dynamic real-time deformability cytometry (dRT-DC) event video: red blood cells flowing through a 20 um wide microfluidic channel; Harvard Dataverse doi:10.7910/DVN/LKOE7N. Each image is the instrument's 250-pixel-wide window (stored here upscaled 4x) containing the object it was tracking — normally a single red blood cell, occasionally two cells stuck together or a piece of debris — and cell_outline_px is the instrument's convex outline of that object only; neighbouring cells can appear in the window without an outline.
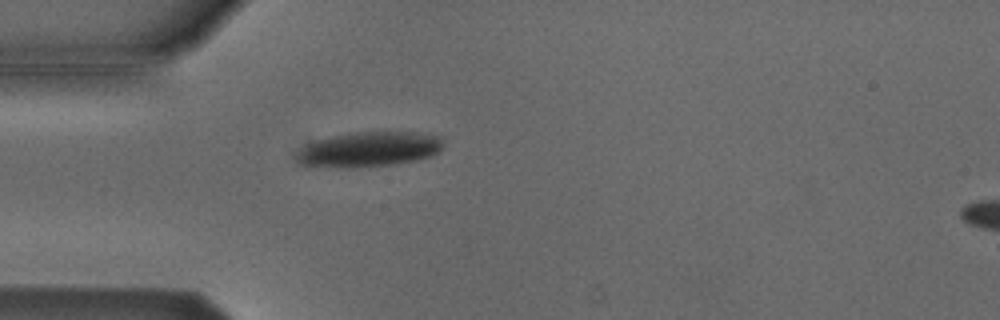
{"species": "Egyptian fruit bat (a non-hibernating species)", "species_latin": "Rousettus aegyptiacus", "temperature_condition": "cold", "stored_images_in_passage": 36, "camera_frame_rate_fps": 3000, "um_per_image_px": 0.085, "animal": {"sex": "male"}, "frame": {"image": 1, "passage_image": 1, "time_ms": 0.0, "image_size_px": [1000, 320], "cell_outline_px": [[444, 144], [432, 156], [416, 160], [392, 164], [352, 168], [348, 168], [300, 164], [296, 160], [296, 156], [300, 148], [304, 144], [316, 140], [348, 132], [416, 132], [444, 136]], "centroid_in_image_um": [31.38, 12.67], "position_along_channel_um": 53.6, "area_um2": 30.11}}
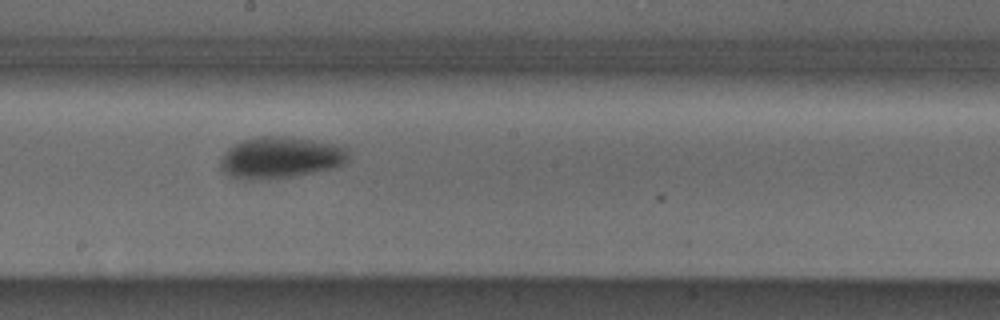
{"frame": {"image": 2, "passage_image": 15, "time_ms": 4.667, "image_size_px": [1000, 320], "cell_outline_px": [[348, 160], [344, 164], [336, 168], [296, 176], [232, 176], [224, 172], [220, 168], [220, 160], [224, 152], [228, 148], [244, 140], [260, 136], [280, 136], [312, 140], [332, 144], [348, 148]], "centroid_in_image_um": [23.92, 13.35], "position_along_channel_um": 224.3, "area_um2": 29.94}}
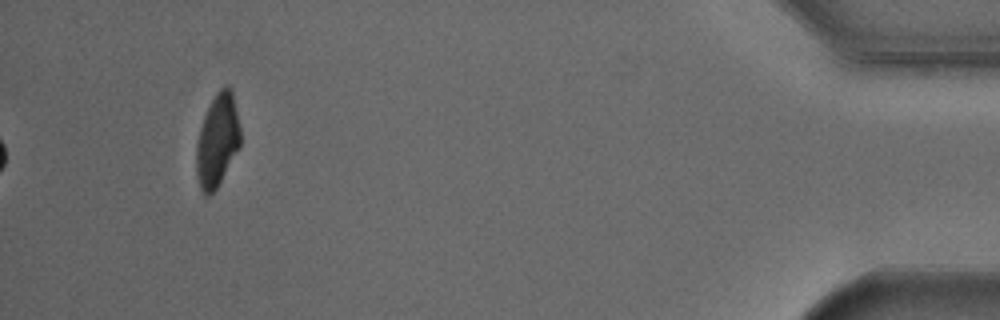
{"frame": {"image": 3, "passage_image": 36, "time_ms": 11.667, "image_size_px": [1000, 320], "cell_outline_px": [[240, 148], [216, 188], [208, 196], [204, 196], [200, 188], [196, 176], [196, 144], [200, 128], [204, 116], [216, 92], [224, 84], [228, 84], [232, 92], [240, 128]], "centroid_in_image_um": [18.47, 11.94], "position_along_channel_um": 416.7, "area_um2": 23.81}, "authors_computed_cell_mechanics": {"area_um2": 29.6803, "velocity_mm_per_s": 3.8142, "shape_relaxation_time_tau1_ms": 3.0608, "shape_relaxation_time_tau2_ms": null, "deformation_change_tau1": 0.1278, "deformation_change_tau2": null}}